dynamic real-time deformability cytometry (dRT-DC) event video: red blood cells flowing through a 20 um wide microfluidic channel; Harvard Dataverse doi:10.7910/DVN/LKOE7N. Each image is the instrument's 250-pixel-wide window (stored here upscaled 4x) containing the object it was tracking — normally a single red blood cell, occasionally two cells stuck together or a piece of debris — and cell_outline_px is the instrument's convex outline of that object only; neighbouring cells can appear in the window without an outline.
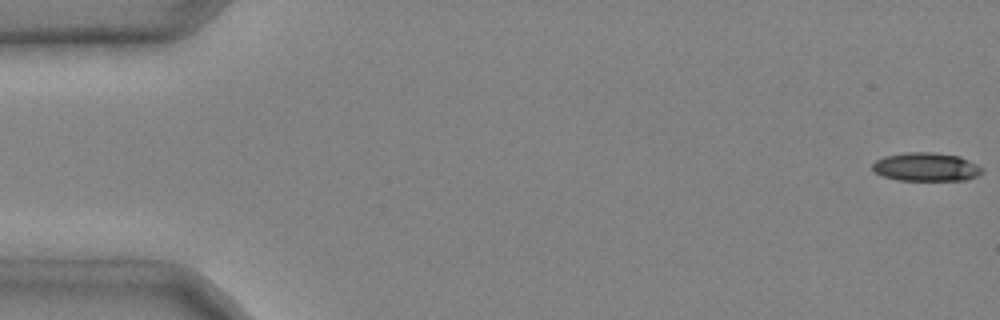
{"species": "common noctule bat (a hibernating species)", "species_latin": "Nyctalus noctula", "temperature_condition": "cold", "stored_images_in_passage": 4, "camera_frame_rate_fps": 3000, "um_per_image_px": 0.085, "animal": {"sex": "male", "body_mass_g": 20.4}, "frame": {"image": 1, "passage_image": 1, "time_ms": 0.0, "image_size_px": [1000, 320], "cell_outline_px": [[984, 172], [976, 176], [964, 180], [896, 180], [884, 176], [876, 172], [872, 168], [872, 164], [876, 160], [884, 156], [904, 152], [932, 152], [960, 156], [984, 168]], "centroid_in_image_um": [78.73, 14.18], "position_along_channel_um": 6.3, "area_um2": 18.26}}
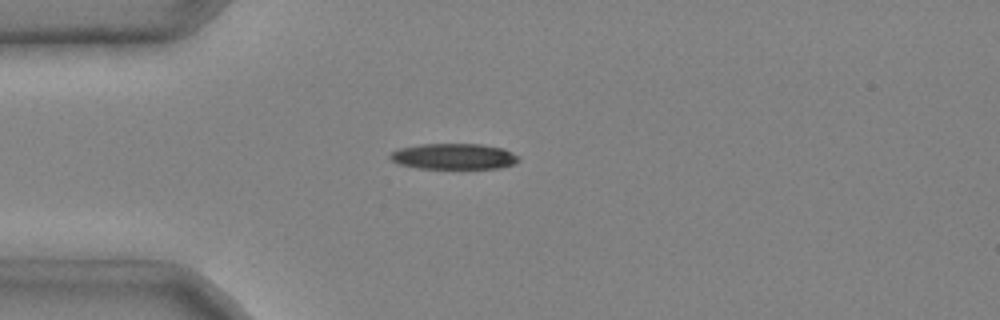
{"frame": {"image": 2, "passage_image": 4, "time_ms": 1.0, "image_size_px": [1000, 320], "cell_outline_px": [[520, 160], [512, 164], [500, 168], [420, 168], [400, 164], [392, 160], [388, 156], [392, 152], [400, 148], [420, 144], [480, 144], [504, 148], [520, 156]], "centroid_in_image_um": [38.61, 13.29], "position_along_channel_um": 46.4, "area_um2": 19.25}}